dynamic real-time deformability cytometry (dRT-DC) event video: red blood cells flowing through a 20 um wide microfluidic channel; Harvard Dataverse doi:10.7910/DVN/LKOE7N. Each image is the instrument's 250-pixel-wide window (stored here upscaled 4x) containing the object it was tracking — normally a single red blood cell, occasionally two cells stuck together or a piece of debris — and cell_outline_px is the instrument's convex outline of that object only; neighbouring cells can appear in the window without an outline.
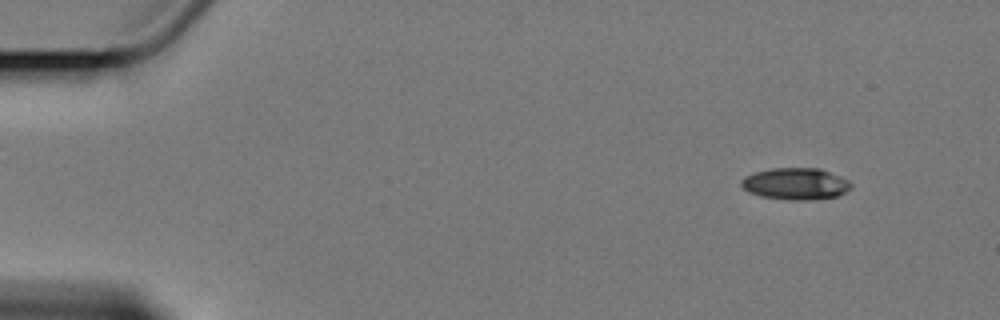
{"species": "Egyptian fruit bat (a non-hibernating species)", "species_latin": "Rousettus aegyptiacus", "temperature_condition": "cold", "stored_images_in_passage": 3, "camera_frame_rate_fps": 3000, "um_per_image_px": 0.085, "animal": {"sex": "female"}, "frame": {"image": 1, "passage_image": 3, "time_ms": 3.0, "image_size_px": [1000, 320], "cell_outline_px": [[852, 188], [836, 196], [812, 200], [788, 200], [760, 196], [748, 192], [740, 184], [740, 180], [744, 176], [756, 172], [772, 168], [820, 168], [840, 176], [848, 180], [852, 184]], "centroid_in_image_um": [67.62, 15.62], "position_along_channel_um": 17.4, "area_um2": 20.4}}